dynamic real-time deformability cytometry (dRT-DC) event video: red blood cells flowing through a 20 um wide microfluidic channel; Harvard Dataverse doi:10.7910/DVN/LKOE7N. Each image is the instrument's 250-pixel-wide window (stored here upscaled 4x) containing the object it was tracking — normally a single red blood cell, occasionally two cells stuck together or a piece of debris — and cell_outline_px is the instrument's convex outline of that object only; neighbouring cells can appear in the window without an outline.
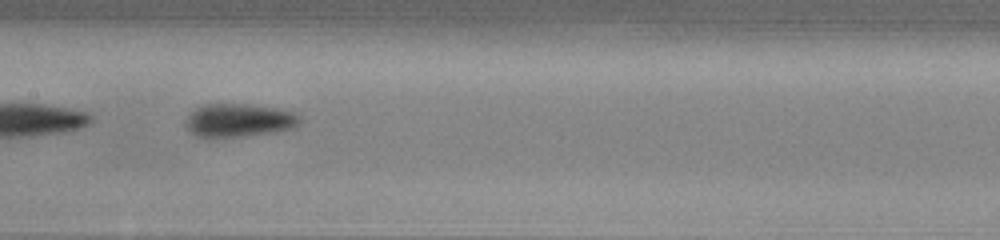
{"species": "common noctule bat (a hibernating species)", "species_latin": "Nyctalus noctula", "temperature_condition": "warm", "stored_images_in_passage": 14, "camera_frame_rate_fps": 3000, "um_per_image_px": 0.085, "animal": {"sex": "male", "body_mass_g": 13.0, "forearm_length_mm": 53.1}, "frame": {"image": 1, "passage_image": 12, "time_ms": 3.667, "image_size_px": [1000, 240], "cell_outline_px": [[300, 124], [292, 128], [276, 132], [244, 136], [208, 140], [196, 136], [184, 124], [184, 120], [196, 108], [204, 104], [248, 104], [276, 108], [296, 112], [300, 116]], "centroid_in_image_um": [20.29, 10.26], "position_along_channel_um": 187.1, "area_um2": 22.72}}